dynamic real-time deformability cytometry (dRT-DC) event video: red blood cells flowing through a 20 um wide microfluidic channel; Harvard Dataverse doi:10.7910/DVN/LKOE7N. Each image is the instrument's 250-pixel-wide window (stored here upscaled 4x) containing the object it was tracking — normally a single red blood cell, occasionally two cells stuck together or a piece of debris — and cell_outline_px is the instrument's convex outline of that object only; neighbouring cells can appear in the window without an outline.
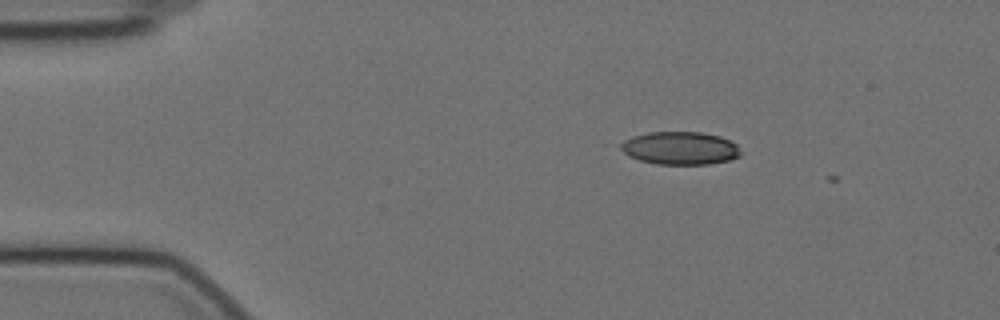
{"species": "Egyptian fruit bat (a non-hibernating species)", "species_latin": "Rousettus aegyptiacus", "temperature_condition": "cold", "stored_images_in_passage": 2, "camera_frame_rate_fps": 3000, "um_per_image_px": 0.085, "animal": {"sex": "female"}, "frame": {"image": 1, "passage_image": 1, "time_ms": 0.0, "image_size_px": [1000, 320], "cell_outline_px": [[740, 156], [732, 160], [708, 164], [656, 164], [640, 160], [628, 156], [616, 144], [632, 136], [648, 132], [700, 132], [720, 136], [736, 144], [740, 152]], "centroid_in_image_um": [57.77, 12.59], "position_along_channel_um": 27.2, "area_um2": 23.18}}